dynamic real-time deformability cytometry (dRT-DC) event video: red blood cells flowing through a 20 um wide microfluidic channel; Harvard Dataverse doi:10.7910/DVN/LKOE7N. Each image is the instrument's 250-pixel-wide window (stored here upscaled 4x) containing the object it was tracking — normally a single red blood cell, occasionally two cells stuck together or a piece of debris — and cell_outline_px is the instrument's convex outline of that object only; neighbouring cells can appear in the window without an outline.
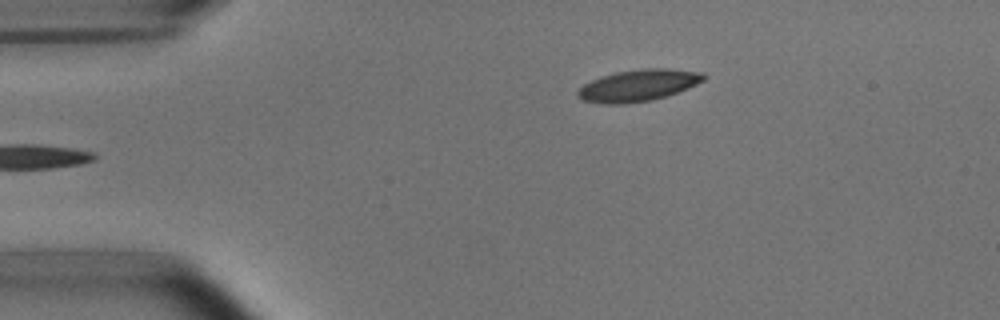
{"species": "common noctule bat (a hibernating species)", "species_latin": "Nyctalus noctula", "temperature_condition": "room temperature", "stored_images_in_passage": 4, "camera_frame_rate_fps": 3000, "um_per_image_px": 0.085, "animal": {"sex": "male", "body_mass_g": 15.6}, "frame": {"image": 1, "passage_image": 4, "time_ms": 4.333, "image_size_px": [1000, 320], "cell_outline_px": [[708, 76], [704, 80], [688, 88], [652, 100], [624, 104], [604, 104], [580, 100], [576, 96], [576, 92], [584, 84], [600, 76], [616, 72], [644, 68], [668, 68], [704, 72]], "centroid_in_image_um": [54.24, 7.25], "position_along_channel_um": 30.8, "area_um2": 23.41}}